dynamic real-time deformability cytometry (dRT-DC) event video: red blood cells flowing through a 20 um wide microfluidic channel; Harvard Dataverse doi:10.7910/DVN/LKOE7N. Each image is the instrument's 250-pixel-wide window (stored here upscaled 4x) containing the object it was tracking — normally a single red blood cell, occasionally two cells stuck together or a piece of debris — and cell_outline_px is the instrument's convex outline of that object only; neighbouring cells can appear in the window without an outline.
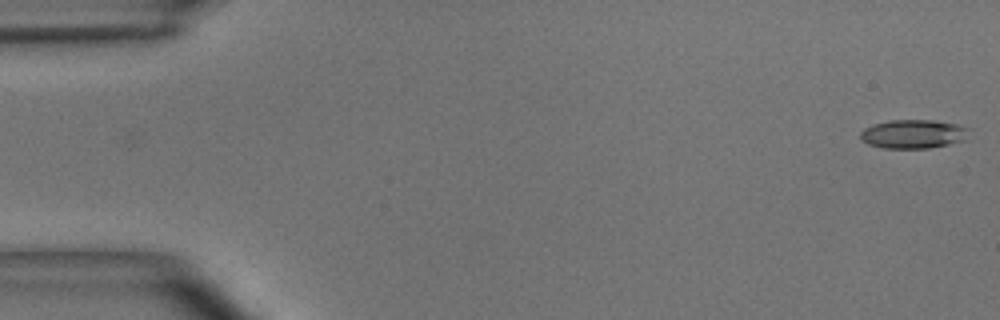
{"species": "common noctule bat (a hibernating species)", "species_latin": "Nyctalus noctula", "temperature_condition": "room temperature", "stored_images_in_passage": 10, "camera_frame_rate_fps": 3000, "um_per_image_px": 0.085, "animal": {"sex": "male", "body_mass_g": 15.6}, "frame": {"image": 1, "passage_image": 1, "time_ms": 0.0, "image_size_px": [1000, 320], "cell_outline_px": [[972, 128], [964, 140], [948, 144], [928, 148], [884, 148], [868, 144], [860, 140], [860, 132], [864, 128], [872, 124], [888, 120], [932, 120], [960, 124]], "centroid_in_image_um": [77.63, 11.38], "position_along_channel_um": 7.4, "area_um2": 18.5}}